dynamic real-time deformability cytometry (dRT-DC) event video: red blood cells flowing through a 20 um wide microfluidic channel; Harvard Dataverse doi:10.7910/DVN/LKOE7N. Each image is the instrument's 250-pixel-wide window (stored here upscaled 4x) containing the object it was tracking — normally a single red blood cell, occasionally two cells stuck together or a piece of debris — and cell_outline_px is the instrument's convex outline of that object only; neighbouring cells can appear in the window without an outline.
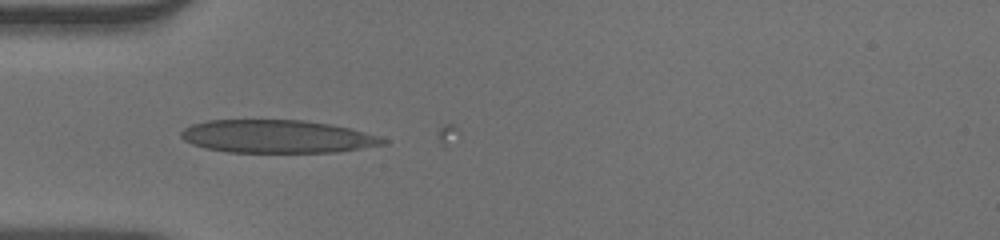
{"species": "human", "species_latin": "Homo sapiens", "temperature_condition": "warm", "stored_images_in_passage": 3, "camera_frame_rate_fps": 3000, "um_per_image_px": 0.085, "donor": {"sex": "male"}, "frame": {"image": 1, "passage_image": 1, "time_ms": 0.0, "image_size_px": [1000, 240], "cell_outline_px": [[388, 144], [336, 152], [228, 152], [204, 148], [192, 144], [184, 140], [180, 136], [180, 132], [184, 128], [192, 124], [208, 120], [304, 120], [328, 124], [348, 128], [380, 136], [388, 140]], "centroid_in_image_um": [23.55, 11.6], "position_along_channel_um": 61.5, "area_um2": 38.84}}